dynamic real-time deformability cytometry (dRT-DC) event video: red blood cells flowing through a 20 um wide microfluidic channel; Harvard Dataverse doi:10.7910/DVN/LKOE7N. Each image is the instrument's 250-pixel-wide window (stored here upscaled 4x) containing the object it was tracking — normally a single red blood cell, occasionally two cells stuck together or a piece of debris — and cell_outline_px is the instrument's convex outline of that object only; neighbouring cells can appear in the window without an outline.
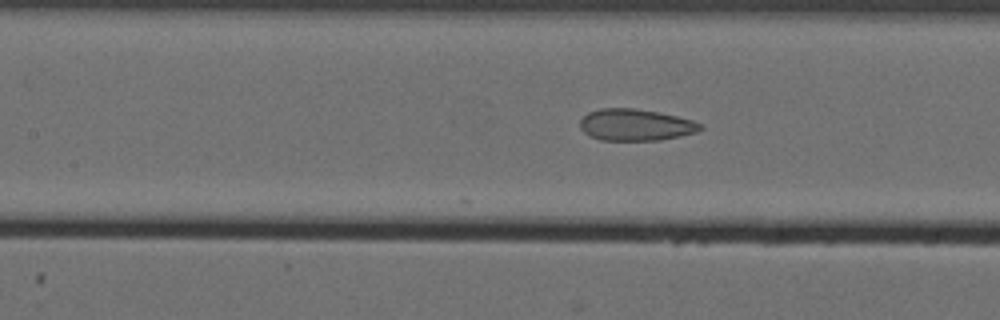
{"species": "Egyptian fruit bat (a non-hibernating species)", "species_latin": "Rousettus aegyptiacus", "temperature_condition": "cold", "stored_images_in_passage": 31, "camera_frame_rate_fps": 3000, "um_per_image_px": 0.085, "animal": {"sex": "female"}, "frame": {"image": 1, "passage_image": 31, "time_ms": 10.0, "image_size_px": [1000, 320], "cell_outline_px": [[704, 128], [696, 132], [680, 136], [660, 140], [600, 140], [584, 132], [580, 128], [580, 120], [588, 112], [600, 108], [632, 108], [660, 112], [692, 120], [700, 124]], "centroid_in_image_um": [54.02, 10.61], "position_along_channel_um": 153.4, "area_um2": 22.14}}